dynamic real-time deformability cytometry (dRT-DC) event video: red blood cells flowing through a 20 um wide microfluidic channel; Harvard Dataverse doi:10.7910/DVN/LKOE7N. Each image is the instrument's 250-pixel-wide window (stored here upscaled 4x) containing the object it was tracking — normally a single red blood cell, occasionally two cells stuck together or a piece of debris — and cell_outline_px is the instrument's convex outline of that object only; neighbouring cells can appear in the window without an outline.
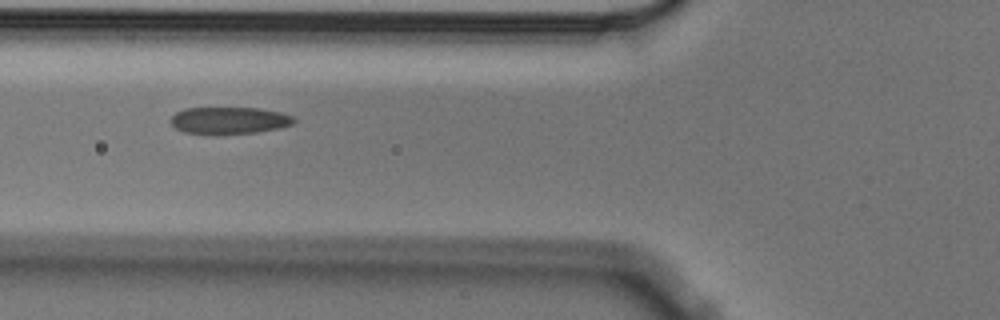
{"species": "Egyptian fruit bat (a non-hibernating species)", "species_latin": "Rousettus aegyptiacus", "temperature_condition": "cold", "stored_images_in_passage": 2, "camera_frame_rate_fps": 3000, "um_per_image_px": 0.085, "animal": {"sex": "male"}, "frame": {"image": 1, "passage_image": 2, "time_ms": 0.333, "image_size_px": [1000, 320], "cell_outline_px": [[296, 120], [292, 124], [280, 128], [256, 132], [220, 136], [212, 136], [184, 132], [176, 128], [172, 124], [172, 116], [176, 112], [184, 108], [260, 108], [280, 112], [292, 116]], "centroid_in_image_um": [19.47, 10.26], "position_along_channel_um": 106.3, "area_um2": 19.83}}